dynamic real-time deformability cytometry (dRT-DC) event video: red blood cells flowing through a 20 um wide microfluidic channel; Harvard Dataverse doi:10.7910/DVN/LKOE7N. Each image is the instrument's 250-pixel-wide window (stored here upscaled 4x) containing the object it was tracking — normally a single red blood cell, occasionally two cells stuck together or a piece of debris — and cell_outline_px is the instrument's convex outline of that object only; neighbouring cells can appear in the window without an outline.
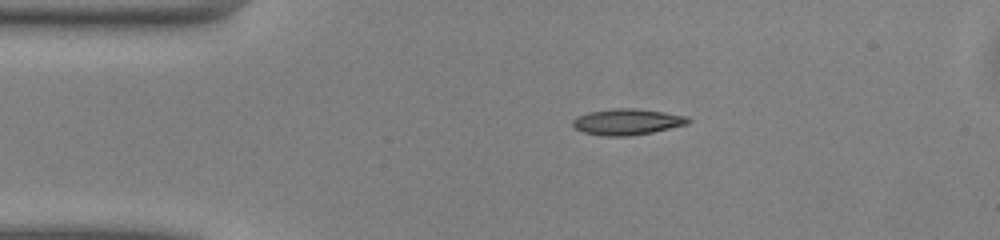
{"species": "common noctule bat (a hibernating species)", "species_latin": "Nyctalus noctula", "temperature_condition": "warm", "stored_images_in_passage": 41, "camera_frame_rate_fps": 3000, "um_per_image_px": 0.085, "animal": {"sex": "male", "body_mass_g": 13.0, "forearm_length_mm": 53.1}, "frame": {"image": 1, "passage_image": 1, "time_ms": 0.0, "image_size_px": [1000, 240], "cell_outline_px": [[692, 120], [688, 124], [652, 132], [632, 136], [604, 136], [584, 132], [576, 128], [572, 124], [572, 120], [576, 116], [588, 112], [612, 108], [636, 108], [664, 112], [688, 116]], "centroid_in_image_um": [53.32, 10.35], "position_along_channel_um": 31.7, "area_um2": 17.69}}
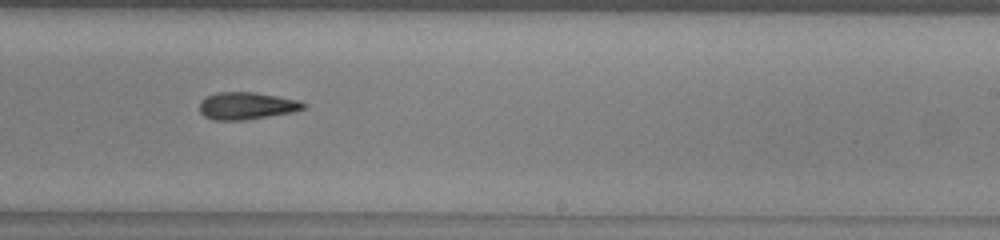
{"frame": {"image": 2, "passage_image": 21, "time_ms": 6.667, "image_size_px": [1000, 240], "cell_outline_px": [[308, 104], [304, 108], [292, 112], [244, 120], [212, 120], [204, 116], [200, 112], [200, 100], [204, 96], [216, 92], [256, 92], [300, 100]], "centroid_in_image_um": [20.94, 8.98], "position_along_channel_um": 268.1, "area_um2": 16.7}}
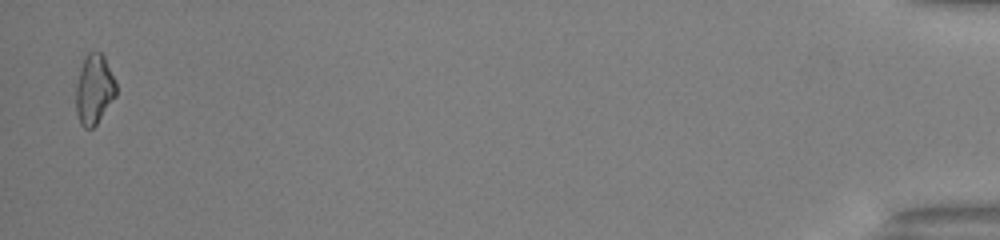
{"frame": {"image": 3, "passage_image": 40, "time_ms": 13.0, "image_size_px": [1000, 240], "cell_outline_px": [[116, 96], [96, 124], [92, 128], [84, 128], [80, 124], [76, 112], [76, 84], [80, 68], [84, 56], [88, 52], [100, 52], [104, 56], [116, 84]], "centroid_in_image_um": [7.98, 7.59], "position_along_channel_um": 427.2, "area_um2": 16.3}, "authors_computed_cell_mechanics": {"area_um2": 16.5886, "velocity_mm_per_s": 4.1263, "shape_relaxation_time_tau1_ms": 7.4119, "shape_relaxation_time_tau2_ms": null, "deformation_change_tau1": 0.1708, "deformation_change_tau2": null}}